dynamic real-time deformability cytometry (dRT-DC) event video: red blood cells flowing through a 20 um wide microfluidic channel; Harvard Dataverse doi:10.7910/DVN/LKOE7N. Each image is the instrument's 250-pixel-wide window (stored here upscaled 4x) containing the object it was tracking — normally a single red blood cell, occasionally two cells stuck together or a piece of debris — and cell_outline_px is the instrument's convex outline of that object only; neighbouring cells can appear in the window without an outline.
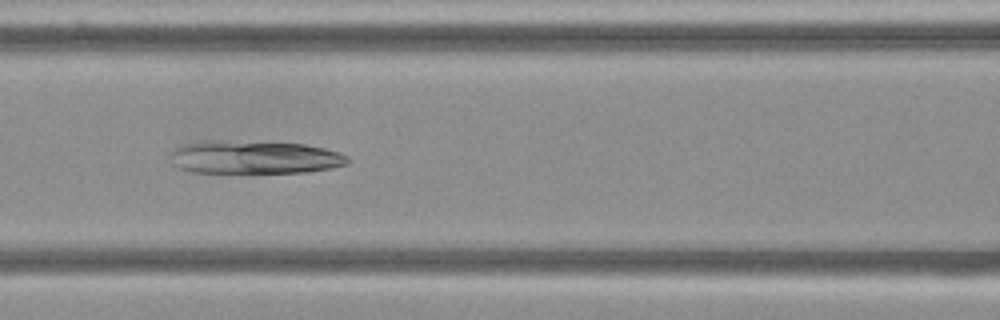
{"species": "Egyptian fruit bat (a non-hibernating species)", "species_latin": "Rousettus aegyptiacus", "temperature_condition": "cold", "stored_images_in_passage": 10, "camera_frame_rate_fps": 3000, "um_per_image_px": 0.085, "frame": {"image": 1, "passage_image": 7, "time_ms": 7.0, "image_size_px": [1000, 320], "cell_outline_px": [[352, 160], [348, 164], [332, 168], [308, 172], [192, 172], [180, 168], [172, 164], [172, 152], [180, 144], [204, 140], [220, 140], [304, 144], [324, 148], [348, 156]], "centroid_in_image_um": [21.63, 13.36], "position_along_channel_um": 145.0, "area_um2": 34.28}}
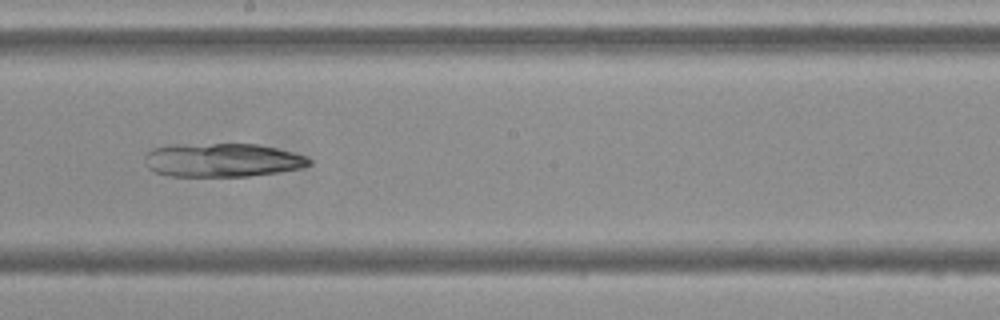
{"frame": {"image": 2, "passage_image": 9, "time_ms": 9.333, "image_size_px": [1000, 320], "cell_outline_px": [[312, 164], [300, 168], [276, 172], [248, 176], [168, 176], [156, 172], [148, 168], [144, 164], [144, 156], [152, 148], [172, 144], [256, 144], [276, 148], [308, 156], [312, 160]], "centroid_in_image_um": [18.86, 13.6], "position_along_channel_um": 229.3, "area_um2": 32.43}}
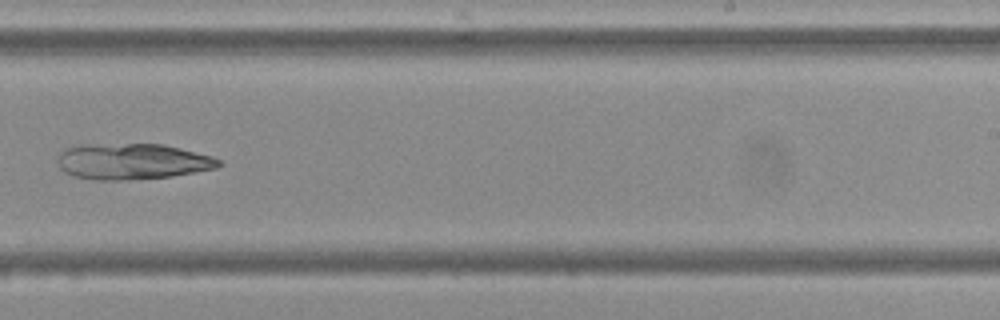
{"frame": {"image": 3, "passage_image": 10, "time_ms": 10.667, "image_size_px": [1000, 320], "cell_outline_px": [[220, 164], [216, 168], [168, 176], [128, 180], [96, 180], [76, 176], [64, 172], [60, 168], [56, 156], [60, 152], [68, 148], [80, 144], [164, 144], [212, 156], [220, 160]], "centroid_in_image_um": [11.2, 13.71], "position_along_channel_um": 277.8, "area_um2": 33.58}}